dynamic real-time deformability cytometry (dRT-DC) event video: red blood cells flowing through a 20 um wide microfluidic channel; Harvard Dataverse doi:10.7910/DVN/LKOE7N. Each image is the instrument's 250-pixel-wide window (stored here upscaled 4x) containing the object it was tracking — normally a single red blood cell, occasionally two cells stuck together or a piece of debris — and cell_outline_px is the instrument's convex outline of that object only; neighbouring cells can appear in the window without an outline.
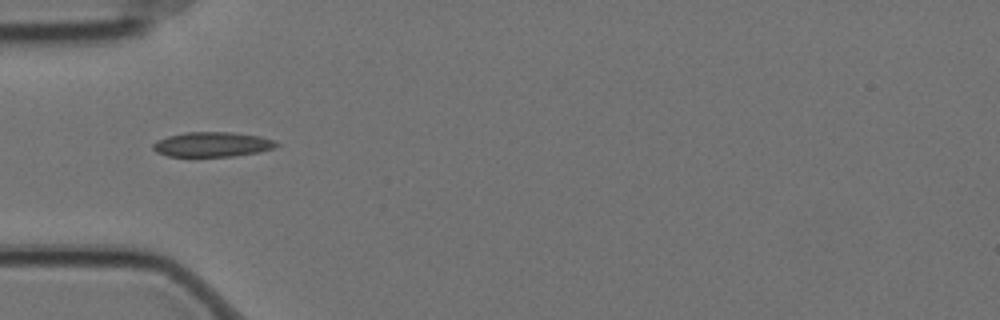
{"species": "Egyptian fruit bat (a non-hibernating species)", "species_latin": "Rousettus aegyptiacus", "temperature_condition": "cold", "stored_images_in_passage": 6, "segment_of_instrument_passage": [2, 2], "camera_frame_rate_fps": 3000, "um_per_image_px": 0.085, "animal": {"sex": "female"}, "frame": {"image": 1, "passage_image": 6, "time_ms": 1.667, "image_size_px": [1000, 320], "cell_outline_px": [[280, 144], [272, 148], [260, 152], [232, 156], [168, 156], [156, 152], [152, 148], [152, 144], [156, 140], [168, 136], [184, 132], [232, 132], [260, 136], [272, 140]], "centroid_in_image_um": [18.01, 12.27], "position_along_channel_um": 67.0, "area_um2": 17.8}}